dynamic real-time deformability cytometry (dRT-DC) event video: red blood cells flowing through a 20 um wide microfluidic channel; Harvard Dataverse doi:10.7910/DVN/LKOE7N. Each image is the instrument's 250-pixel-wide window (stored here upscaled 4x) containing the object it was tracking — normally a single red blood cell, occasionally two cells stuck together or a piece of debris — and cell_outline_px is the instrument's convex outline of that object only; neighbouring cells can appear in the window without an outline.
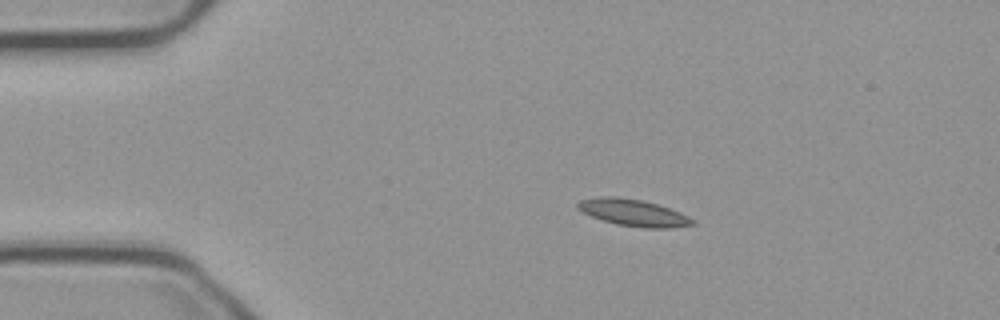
{"species": "common noctule bat (a hibernating species)", "species_latin": "Nyctalus noctula", "temperature_condition": "cold", "stored_images_in_passage": 46, "camera_frame_rate_fps": 3000, "um_per_image_px": 0.085, "animal": {"sex": "male", "body_mass_g": 23.1, "forearm_length_mm": 52.7}, "frame": {"image": 1, "passage_image": 1, "time_ms": 0.0, "image_size_px": [1000, 320], "cell_outline_px": [[696, 224], [672, 228], [640, 228], [616, 224], [592, 216], [576, 208], [576, 204], [580, 200], [600, 196], [616, 196], [640, 200], [656, 204], [680, 212], [696, 220]], "centroid_in_image_um": [53.85, 18.08], "position_along_channel_um": 31.1, "area_um2": 17.92}}
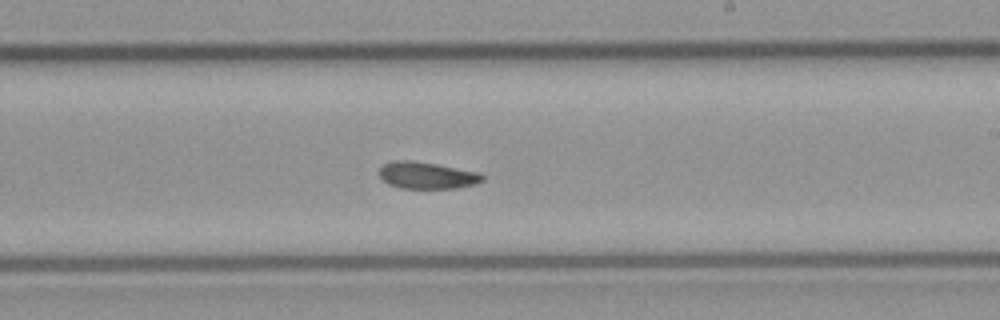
{"frame": {"image": 2, "passage_image": 23, "time_ms": 7.333, "image_size_px": [1000, 320], "cell_outline_px": [[484, 180], [476, 184], [456, 188], [400, 188], [388, 184], [380, 176], [380, 168], [384, 164], [392, 160], [412, 160], [436, 164], [480, 172], [484, 176]], "centroid_in_image_um": [36.31, 14.9], "position_along_channel_um": 252.7, "area_um2": 16.18}}
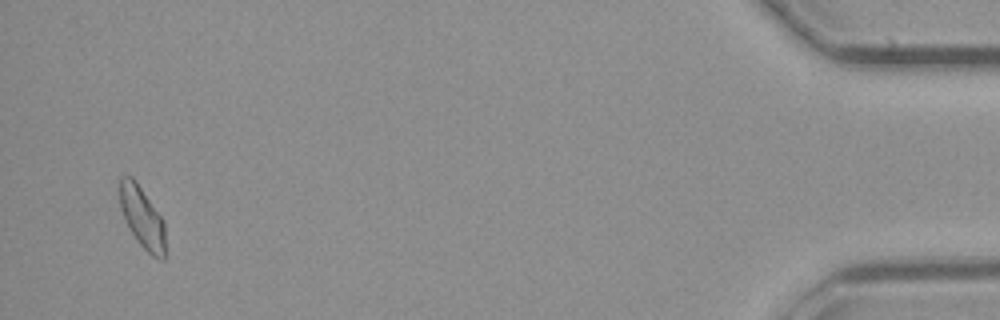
{"frame": {"image": 3, "passage_image": 44, "time_ms": 14.333, "image_size_px": [1000, 320], "cell_outline_px": [[168, 256], [164, 260], [160, 260], [152, 256], [136, 240], [124, 220], [120, 208], [120, 176], [132, 176], [136, 180], [164, 220]], "centroid_in_image_um": [12.14, 18.55], "position_along_channel_um": 423.1, "area_um2": 16.94}}